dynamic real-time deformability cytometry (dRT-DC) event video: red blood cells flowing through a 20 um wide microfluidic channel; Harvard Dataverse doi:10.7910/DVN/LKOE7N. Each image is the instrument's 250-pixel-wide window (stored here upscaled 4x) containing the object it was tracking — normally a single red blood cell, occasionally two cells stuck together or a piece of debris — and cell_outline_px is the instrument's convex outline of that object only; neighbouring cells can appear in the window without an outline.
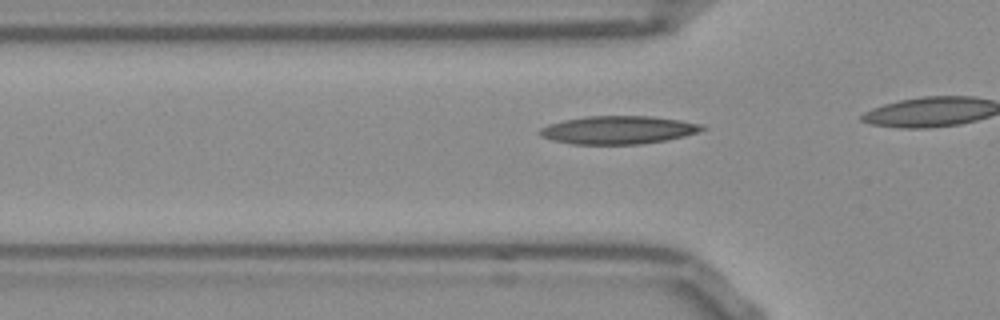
{"species": "Egyptian fruit bat (a non-hibernating species)", "species_latin": "Rousettus aegyptiacus", "temperature_condition": "room temperature", "stored_images_in_passage": 8, "camera_frame_rate_fps": 3000, "um_per_image_px": 0.085, "frame": {"image": 1, "passage_image": 5, "time_ms": 1.333, "image_size_px": [1000, 320], "cell_outline_px": [[708, 128], [684, 136], [664, 140], [640, 144], [572, 144], [552, 140], [540, 136], [540, 128], [548, 124], [564, 120], [588, 116], [652, 116], [680, 120], [704, 124]], "centroid_in_image_um": [52.56, 11.04], "position_along_channel_um": 73.2, "area_um2": 26.53}}